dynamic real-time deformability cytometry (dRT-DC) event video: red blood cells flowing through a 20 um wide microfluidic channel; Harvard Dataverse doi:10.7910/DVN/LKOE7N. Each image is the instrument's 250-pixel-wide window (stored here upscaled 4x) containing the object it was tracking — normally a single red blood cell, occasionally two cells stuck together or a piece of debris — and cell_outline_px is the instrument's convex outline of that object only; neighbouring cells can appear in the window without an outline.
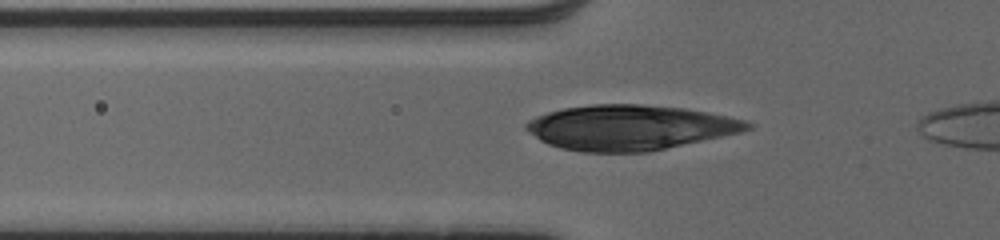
{"species": "human", "species_latin": "Homo sapiens", "temperature_condition": "cold", "stored_images_in_passage": 32, "camera_frame_rate_fps": 3000, "um_per_image_px": 0.085, "donor": {"sex": "male"}, "frame": {"image": 1, "passage_image": 3, "time_ms": 0.667, "image_size_px": [1000, 240], "cell_outline_px": [[752, 128], [740, 132], [648, 152], [580, 152], [560, 148], [548, 144], [540, 140], [524, 128], [524, 124], [528, 120], [536, 116], [548, 112], [564, 108], [592, 104], [640, 104], [684, 108], [744, 120], [752, 124]], "centroid_in_image_um": [53.47, 10.84], "position_along_channel_um": 72.3, "area_um2": 57.74}}
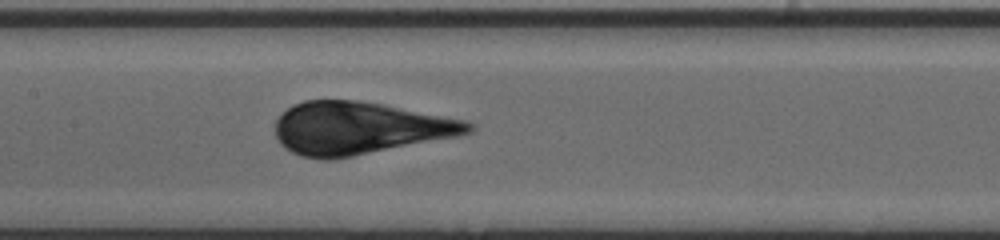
{"frame": {"image": 2, "passage_image": 11, "time_ms": 3.333, "image_size_px": [1000, 240], "cell_outline_px": [[476, 128], [472, 132], [460, 136], [352, 156], [328, 160], [324, 160], [300, 156], [284, 148], [280, 144], [276, 136], [276, 120], [292, 104], [304, 100], [356, 100], [384, 104], [464, 120], [472, 124]], "centroid_in_image_um": [30.54, 10.89], "position_along_channel_um": 176.9, "area_um2": 59.13}}
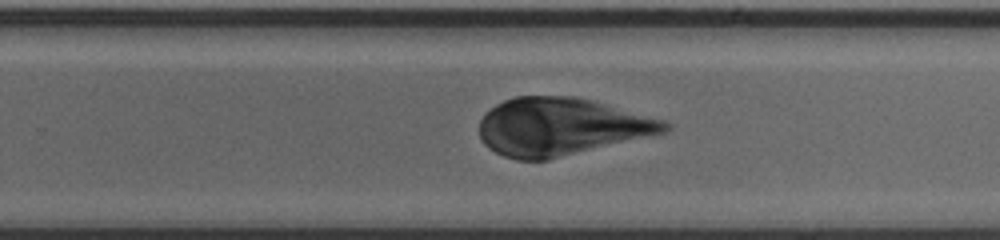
{"frame": {"image": 3, "passage_image": 19, "time_ms": 6.0, "image_size_px": [1000, 240], "cell_outline_px": [[672, 128], [664, 132], [548, 160], [516, 160], [504, 156], [488, 148], [484, 144], [480, 136], [480, 120], [496, 104], [504, 100], [516, 96], [576, 96], [592, 100], [664, 120], [672, 124]], "centroid_in_image_um": [47.67, 10.77], "position_along_channel_um": 282.1, "area_um2": 61.85}}